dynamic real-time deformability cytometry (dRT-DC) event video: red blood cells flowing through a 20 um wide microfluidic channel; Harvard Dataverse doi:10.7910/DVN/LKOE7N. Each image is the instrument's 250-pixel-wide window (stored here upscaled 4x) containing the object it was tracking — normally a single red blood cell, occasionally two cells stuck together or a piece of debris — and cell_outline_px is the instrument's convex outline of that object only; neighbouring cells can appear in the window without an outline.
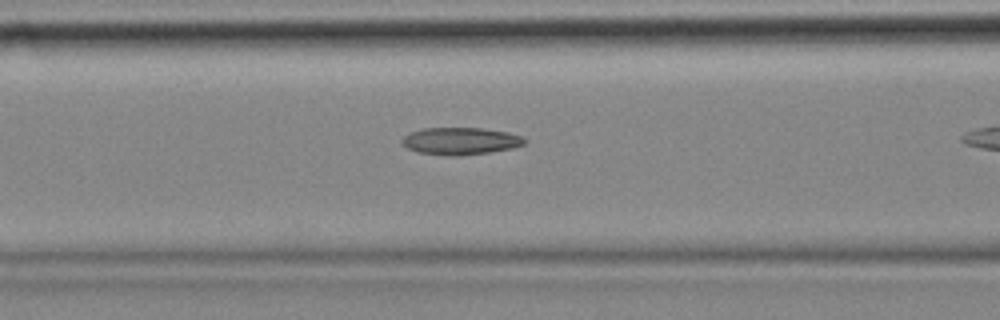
{"species": "common noctule bat (a hibernating species)", "species_latin": "Nyctalus noctula", "temperature_condition": "cold", "stored_images_in_passage": 14, "camera_frame_rate_fps": 3000, "um_per_image_px": 0.085, "animal": {"sex": "female", "body_mass_g": 18.4}, "frame": {"image": 1, "passage_image": 12, "time_ms": 3.667, "image_size_px": [1000, 320], "cell_outline_px": [[528, 140], [524, 144], [512, 148], [488, 152], [456, 156], [452, 156], [416, 152], [408, 148], [400, 140], [404, 136], [412, 132], [424, 128], [484, 128], [508, 132], [520, 136]], "centroid_in_image_um": [39.15, 11.98], "position_along_channel_um": 127.5, "area_um2": 19.31}}